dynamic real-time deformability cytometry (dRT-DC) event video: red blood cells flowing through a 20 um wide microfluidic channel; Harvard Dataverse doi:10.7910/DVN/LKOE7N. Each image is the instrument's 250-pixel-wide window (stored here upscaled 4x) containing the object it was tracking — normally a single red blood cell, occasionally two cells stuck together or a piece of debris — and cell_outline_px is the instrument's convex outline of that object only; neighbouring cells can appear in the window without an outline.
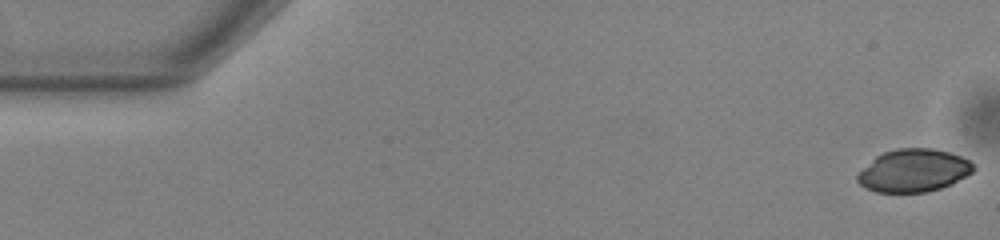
{"species": "common noctule bat (a hibernating species)", "species_latin": "Nyctalus noctula", "temperature_condition": "warm", "stored_images_in_passage": 53, "camera_frame_rate_fps": 3000, "um_per_image_px": 0.085, "animal": {"sex": "male", "body_mass_g": 13.0, "forearm_length_mm": 53.1}, "frame": {"image": 1, "passage_image": 1, "time_ms": 0.0, "image_size_px": [1000, 240], "cell_outline_px": [[976, 168], [972, 172], [952, 184], [940, 188], [924, 192], [876, 192], [864, 188], [856, 180], [856, 176], [876, 156], [884, 152], [896, 148], [932, 148], [948, 152], [960, 156], [968, 160]], "centroid_in_image_um": [77.65, 14.5], "position_along_channel_um": 7.4, "area_um2": 28.73}}
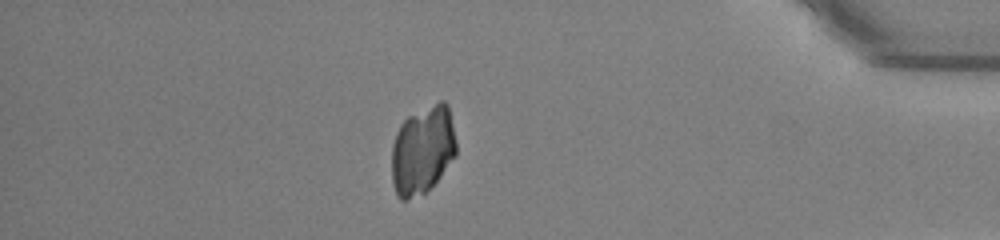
{"frame": {"image": 2, "passage_image": 46, "time_ms": 15.0, "image_size_px": [1000, 240], "cell_outline_px": [[456, 156], [440, 176], [424, 192], [408, 200], [400, 200], [396, 196], [392, 184], [392, 144], [396, 132], [400, 124], [408, 116], [440, 100], [444, 100], [448, 104], [456, 140]], "centroid_in_image_um": [35.91, 12.75], "position_along_channel_um": 399.3, "area_um2": 33.41}}